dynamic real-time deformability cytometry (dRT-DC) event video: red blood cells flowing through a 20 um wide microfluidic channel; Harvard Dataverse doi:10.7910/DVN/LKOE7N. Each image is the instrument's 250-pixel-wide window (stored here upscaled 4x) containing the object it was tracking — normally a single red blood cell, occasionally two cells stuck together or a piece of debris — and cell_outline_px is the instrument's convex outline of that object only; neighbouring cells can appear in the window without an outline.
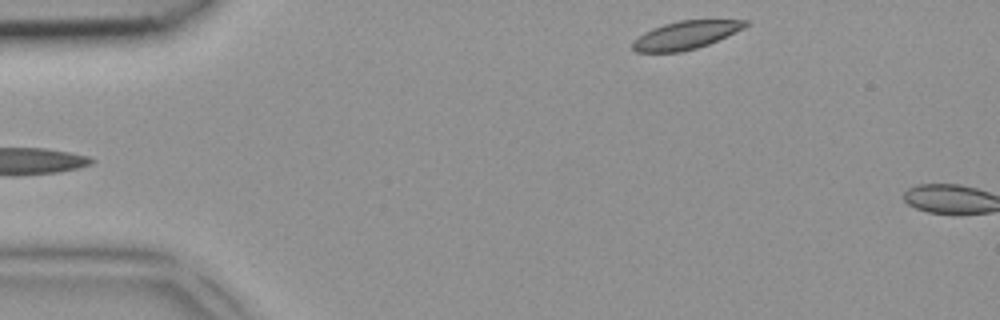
{"species": "common noctule bat (a hibernating species)", "species_latin": "Nyctalus noctula", "temperature_condition": "room temperature", "stored_images_in_passage": 3, "segment_of_instrument_passage": [2, 2], "camera_frame_rate_fps": 3000, "um_per_image_px": 0.085, "animal": {"sex": "female", "body_mass_g": 18.4}, "frame": {"image": 1, "passage_image": 3, "time_ms": 0.667, "image_size_px": [1000, 320], "cell_outline_px": [[748, 24], [744, 28], [708, 44], [696, 48], [680, 52], [636, 52], [632, 48], [632, 40], [644, 32], [652, 28], [664, 24], [680, 20], [748, 20]], "centroid_in_image_um": [58.24, 2.98], "position_along_channel_um": 26.8, "area_um2": 18.38}}